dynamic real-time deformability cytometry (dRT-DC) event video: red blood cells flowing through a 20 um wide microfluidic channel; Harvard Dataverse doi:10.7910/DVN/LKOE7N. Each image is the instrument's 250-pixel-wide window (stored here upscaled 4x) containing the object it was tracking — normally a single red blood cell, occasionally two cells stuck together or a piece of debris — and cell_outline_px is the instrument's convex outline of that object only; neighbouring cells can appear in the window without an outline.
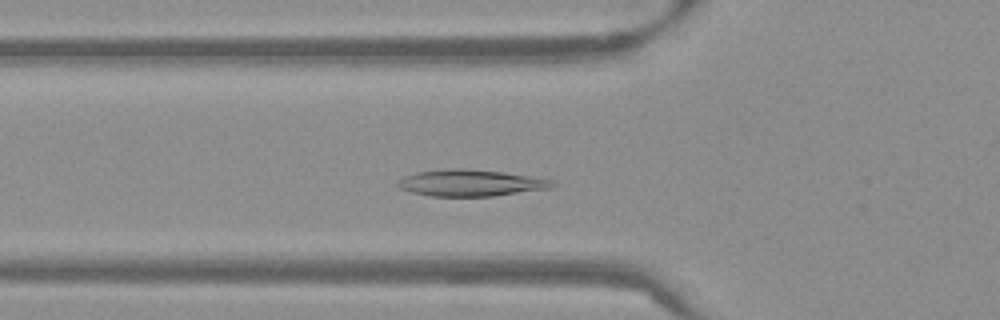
{"species": "Egyptian fruit bat (a non-hibernating species)", "species_latin": "Rousettus aegyptiacus", "temperature_condition": "warm", "stored_images_in_passage": 51, "segment_of_instrument_passage": [1, 2], "camera_frame_rate_fps": 3000, "um_per_image_px": 0.085, "frame": {"image": 1, "passage_image": 15, "time_ms": 4.667, "image_size_px": [1000, 320], "cell_outline_px": [[556, 184], [552, 188], [492, 196], [432, 196], [412, 192], [400, 188], [396, 184], [404, 176], [416, 172], [452, 168], [468, 168], [504, 172], [552, 180]], "centroid_in_image_um": [40.01, 15.54], "position_along_channel_um": 85.8, "area_um2": 23.81}}
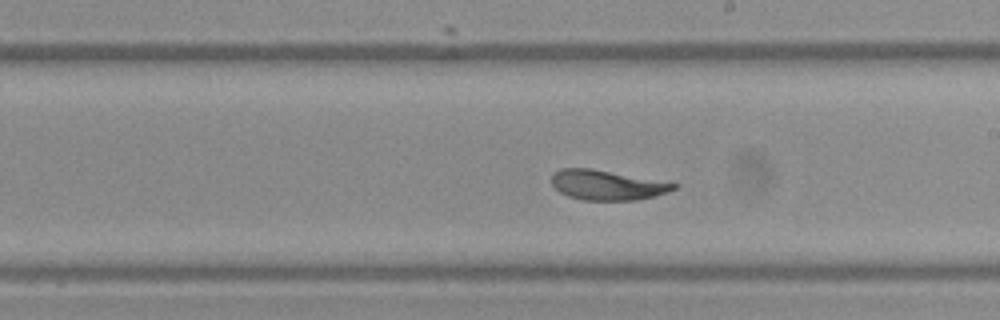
{"frame": {"image": 2, "passage_image": 27, "time_ms": 8.667, "image_size_px": [1000, 320], "cell_outline_px": [[680, 184], [676, 188], [668, 192], [636, 200], [584, 200], [568, 196], [560, 192], [552, 184], [552, 172], [560, 168], [592, 168]], "centroid_in_image_um": [51.58, 15.72], "position_along_channel_um": 237.4, "area_um2": 21.21}}
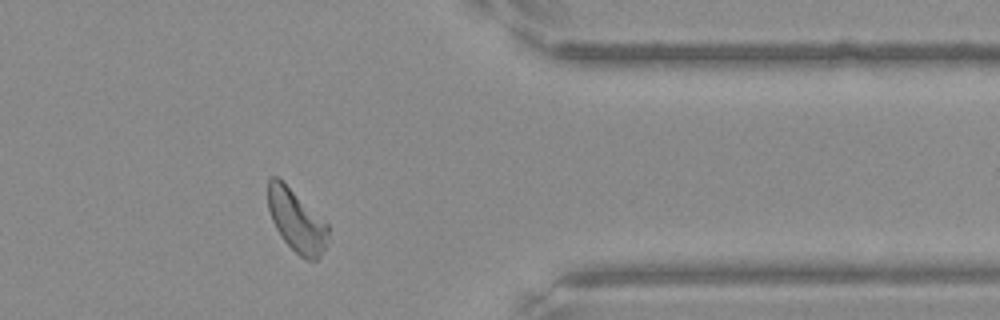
{"frame": {"image": 3, "passage_image": 40, "time_ms": 13.0, "image_size_px": [1000, 320], "cell_outline_px": [[328, 236], [324, 248], [320, 256], [316, 260], [308, 260], [300, 256], [284, 240], [276, 228], [272, 220], [268, 208], [268, 180], [272, 176], [276, 176], [328, 224]], "centroid_in_image_um": [25.19, 18.78], "position_along_channel_um": 386.2, "area_um2": 21.15}}